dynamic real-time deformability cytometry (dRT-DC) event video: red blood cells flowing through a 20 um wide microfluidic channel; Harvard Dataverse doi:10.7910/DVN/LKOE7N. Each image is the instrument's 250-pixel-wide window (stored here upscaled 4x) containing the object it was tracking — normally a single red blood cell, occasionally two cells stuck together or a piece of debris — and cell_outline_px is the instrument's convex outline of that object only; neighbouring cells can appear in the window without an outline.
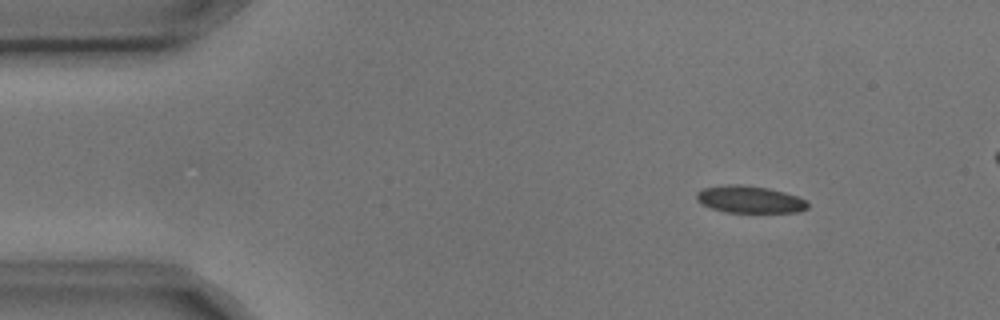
{"species": "common noctule bat (a hibernating species)", "species_latin": "Nyctalus noctula", "temperature_condition": "cold", "stored_images_in_passage": 5, "camera_frame_rate_fps": 3000, "um_per_image_px": 0.085, "animal": {"sex": "male", "body_mass_g": 17.9, "forearm_length_mm": 54.2}, "frame": {"image": 1, "passage_image": 2, "time_ms": 0.333, "image_size_px": [1000, 320], "cell_outline_px": [[808, 208], [800, 212], [724, 212], [712, 208], [696, 200], [696, 192], [704, 188], [728, 184], [740, 184], [768, 188], [784, 192], [796, 196], [804, 200], [808, 204]], "centroid_in_image_um": [63.71, 16.95], "position_along_channel_um": 21.3, "area_um2": 17.46}}